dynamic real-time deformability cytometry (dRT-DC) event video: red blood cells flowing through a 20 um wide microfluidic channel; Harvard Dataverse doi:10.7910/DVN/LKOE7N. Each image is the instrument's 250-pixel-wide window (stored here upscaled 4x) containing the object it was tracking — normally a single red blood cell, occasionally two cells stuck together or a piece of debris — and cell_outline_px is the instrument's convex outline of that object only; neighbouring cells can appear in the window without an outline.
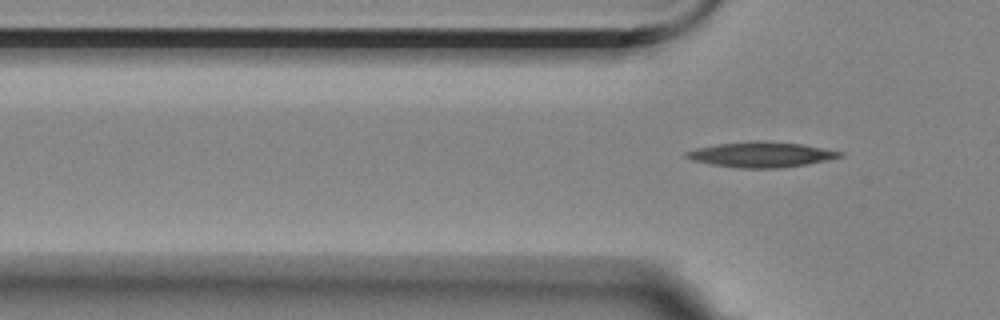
{"species": "Egyptian fruit bat (a non-hibernating species)", "species_latin": "Rousettus aegyptiacus", "temperature_condition": "room temperature", "stored_images_in_passage": 6, "segment_of_instrument_passage": [2, 2], "camera_frame_rate_fps": 3000, "um_per_image_px": 0.085, "animal": {"sex": "female"}, "frame": {"image": 1, "passage_image": 6, "time_ms": 5.667, "image_size_px": [1000, 320], "cell_outline_px": [[844, 156], [804, 164], [780, 168], [740, 168], [712, 164], [692, 160], [684, 156], [684, 152], [696, 148], [720, 144], [756, 140], [760, 140], [800, 144], [840, 152]], "centroid_in_image_um": [64.62, 13.13], "position_along_channel_um": 61.2, "area_um2": 22.14}}